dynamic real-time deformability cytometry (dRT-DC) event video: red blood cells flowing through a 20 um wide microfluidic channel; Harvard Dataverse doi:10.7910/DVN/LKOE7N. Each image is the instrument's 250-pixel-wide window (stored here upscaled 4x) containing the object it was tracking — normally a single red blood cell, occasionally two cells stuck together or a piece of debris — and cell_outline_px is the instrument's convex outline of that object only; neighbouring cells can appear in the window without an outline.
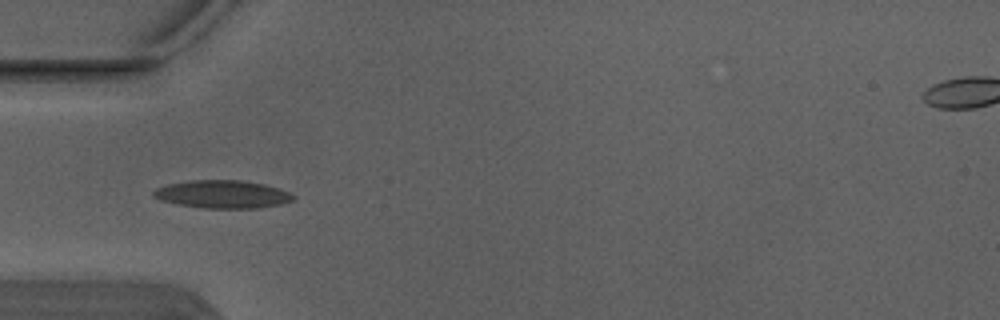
{"species": "Egyptian fruit bat (a non-hibernating species)", "species_latin": "Rousettus aegyptiacus", "temperature_condition": "warm", "stored_images_in_passage": 2, "camera_frame_rate_fps": 3000, "um_per_image_px": 0.085, "animal": {"sex": "male"}, "frame": {"image": 1, "passage_image": 1, "time_ms": 0.0, "image_size_px": [1000, 320], "cell_outline_px": [[296, 200], [280, 204], [256, 208], [204, 208], [176, 204], [160, 200], [152, 196], [152, 192], [156, 188], [168, 184], [188, 180], [240, 180], [264, 184], [288, 192], [296, 196]], "centroid_in_image_um": [18.89, 16.51], "position_along_channel_um": 66.1, "area_um2": 22.77}}
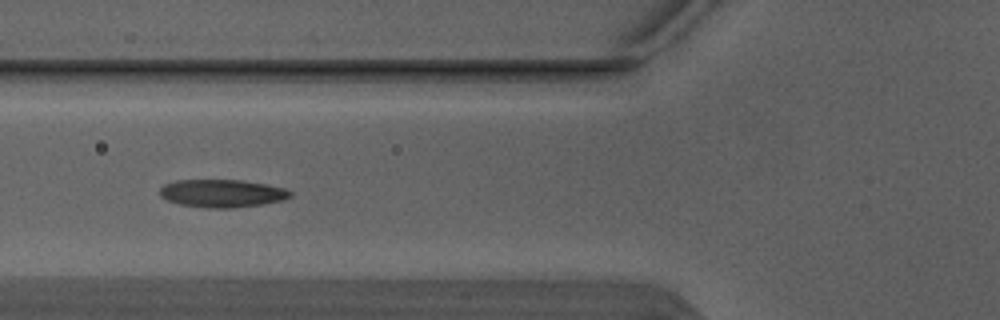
{"frame": {"image": 2, "passage_image": 2, "time_ms": 0.333, "image_size_px": [1000, 320], "cell_outline_px": [[292, 196], [284, 200], [264, 204], [232, 208], [208, 208], [180, 204], [168, 200], [160, 196], [160, 188], [164, 184], [176, 180], [240, 180], [264, 184], [284, 188], [292, 192]], "centroid_in_image_um": [18.89, 16.44], "position_along_channel_um": 106.9, "area_um2": 21.15}}